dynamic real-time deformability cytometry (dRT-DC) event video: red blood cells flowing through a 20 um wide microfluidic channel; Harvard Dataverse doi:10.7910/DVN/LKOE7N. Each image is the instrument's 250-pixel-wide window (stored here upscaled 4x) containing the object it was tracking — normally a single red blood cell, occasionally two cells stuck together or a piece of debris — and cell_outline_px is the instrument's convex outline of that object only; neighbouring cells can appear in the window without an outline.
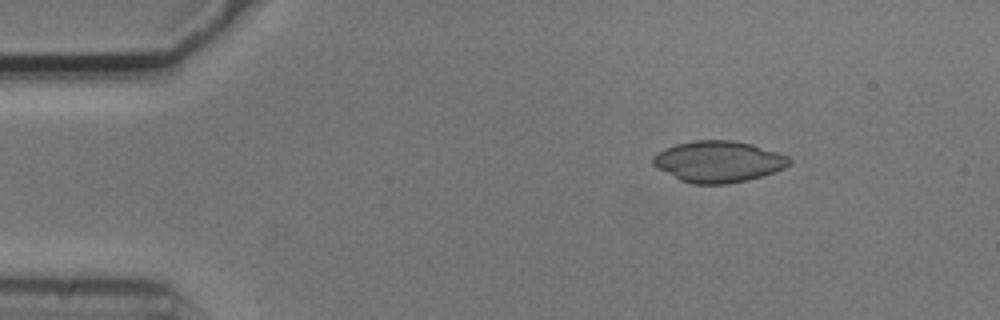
{"species": "common noctule bat (a hibernating species)", "species_latin": "Nyctalus noctula", "temperature_condition": "cold", "stored_images_in_passage": 3, "camera_frame_rate_fps": 3000, "um_per_image_px": 0.085, "animal": {"sex": "male", "body_mass_g": 20.5, "forearm_length_mm": 52.5}, "frame": {"image": 1, "passage_image": 1, "time_ms": 0.0, "image_size_px": [1000, 320], "cell_outline_px": [[792, 160], [784, 168], [760, 176], [728, 184], [692, 184], [680, 180], [656, 168], [652, 164], [652, 156], [656, 152], [664, 148], [676, 144], [692, 140], [732, 140], [752, 144], [788, 156]], "centroid_in_image_um": [60.99, 13.72], "position_along_channel_um": 24.0, "area_um2": 32.77}}